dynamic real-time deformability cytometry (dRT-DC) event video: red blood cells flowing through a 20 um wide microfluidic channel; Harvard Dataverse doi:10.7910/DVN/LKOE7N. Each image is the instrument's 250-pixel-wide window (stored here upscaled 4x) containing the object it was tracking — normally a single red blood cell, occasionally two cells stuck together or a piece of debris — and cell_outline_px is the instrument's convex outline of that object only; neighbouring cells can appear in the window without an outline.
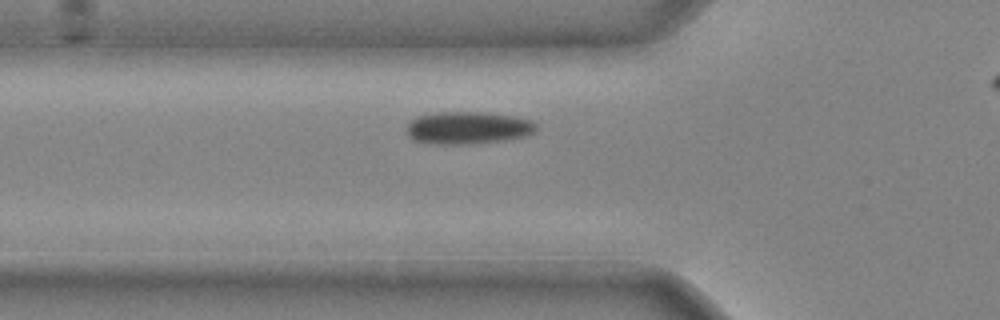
{"species": "common noctule bat (a hibernating species)", "species_latin": "Nyctalus noctula", "temperature_condition": "cold", "stored_images_in_passage": 26, "camera_frame_rate_fps": 3000, "um_per_image_px": 0.085, "animal": {"sex": "male", "body_mass_g": 20.4}, "frame": {"image": 1, "passage_image": 2, "time_ms": 0.333, "image_size_px": [1000, 320], "cell_outline_px": [[536, 132], [524, 136], [504, 140], [464, 144], [432, 144], [412, 140], [408, 136], [408, 124], [416, 116], [436, 112], [480, 112], [512, 116], [532, 120], [536, 124]], "centroid_in_image_um": [39.75, 10.86], "position_along_channel_um": 86.0, "area_um2": 24.45}}
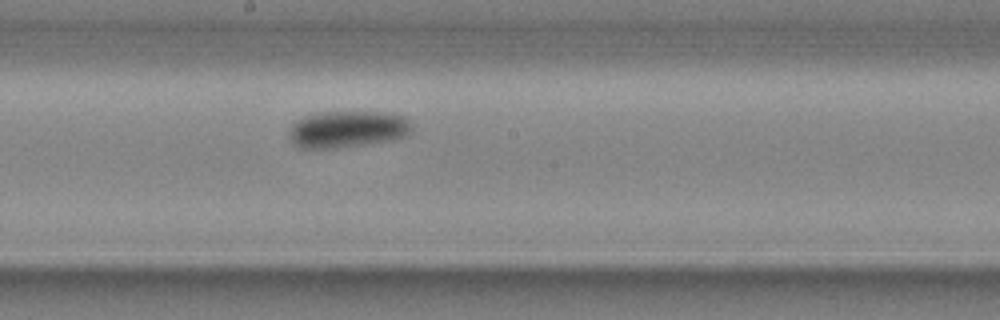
{"frame": {"image": 2, "passage_image": 11, "time_ms": 3.333, "image_size_px": [1000, 320], "cell_outline_px": [[412, 132], [408, 136], [392, 140], [336, 148], [300, 148], [292, 144], [288, 136], [288, 132], [292, 124], [300, 116], [316, 112], [392, 112], [408, 116], [412, 120]], "centroid_in_image_um": [29.56, 10.96], "position_along_channel_um": 218.6, "area_um2": 27.17}}
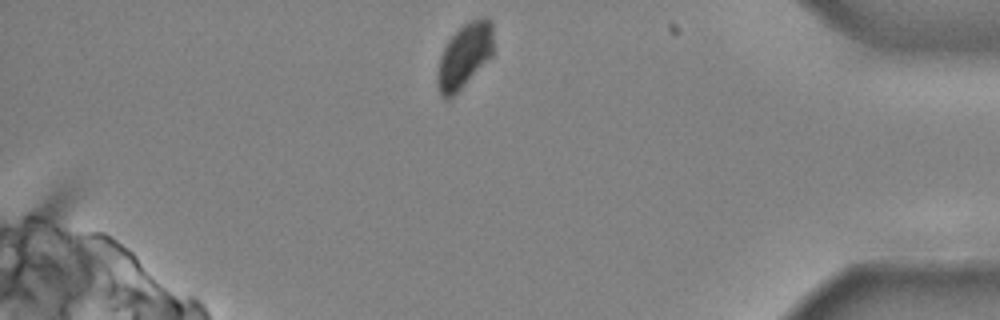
{"frame": {"image": 3, "passage_image": 25, "time_ms": 8.0, "image_size_px": [1000, 320], "cell_outline_px": [[492, 56], [448, 100], [444, 100], [440, 96], [436, 84], [436, 72], [440, 56], [448, 40], [464, 24], [480, 16], [488, 16], [492, 20]], "centroid_in_image_um": [39.45, 4.73], "position_along_channel_um": 395.7, "area_um2": 21.04}}